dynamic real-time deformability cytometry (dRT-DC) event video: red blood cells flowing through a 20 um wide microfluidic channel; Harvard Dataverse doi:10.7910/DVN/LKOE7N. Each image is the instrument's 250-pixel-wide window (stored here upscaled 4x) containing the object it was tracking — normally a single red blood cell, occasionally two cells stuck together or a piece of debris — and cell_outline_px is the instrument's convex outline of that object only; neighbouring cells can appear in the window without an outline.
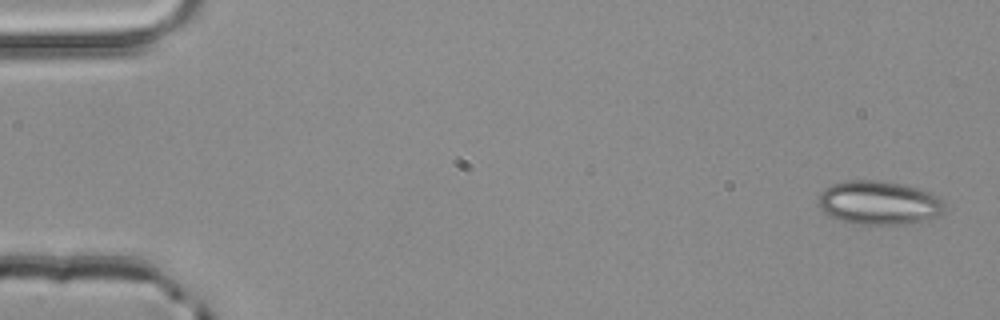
{"species": "common noctule bat (a hibernating species)", "species_latin": "Nyctalus noctula", "temperature_condition": "room temperature", "stored_images_in_passage": 5, "camera_frame_rate_fps": 3000, "um_per_image_px": 0.085, "animal": {"sex": "male", "body_mass_g": 20.4}, "frame": {"image": 1, "passage_image": 1, "time_ms": 0.0, "image_size_px": [1000, 320], "cell_outline_px": [[944, 212], [936, 216], [924, 220], [900, 224], [856, 224], [840, 220], [828, 216], [820, 208], [820, 192], [824, 188], [832, 184], [848, 180], [880, 180], [900, 184], [916, 188], [928, 192], [936, 196], [944, 204]], "centroid_in_image_um": [74.66, 17.23], "position_along_channel_um": 10.3, "area_um2": 31.85}}
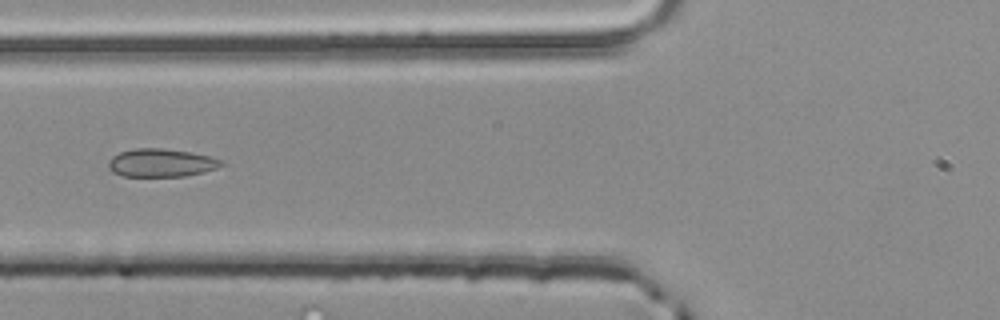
{"frame": {"image": 2, "passage_image": 5, "time_ms": 1.333, "image_size_px": [1000, 320], "cell_outline_px": [[224, 164], [216, 168], [204, 172], [184, 176], [124, 176], [112, 172], [108, 168], [108, 160], [112, 156], [120, 152], [132, 148], [160, 148], [192, 152], [224, 160]], "centroid_in_image_um": [13.68, 13.83], "position_along_channel_um": 112.1, "area_um2": 18.61}}